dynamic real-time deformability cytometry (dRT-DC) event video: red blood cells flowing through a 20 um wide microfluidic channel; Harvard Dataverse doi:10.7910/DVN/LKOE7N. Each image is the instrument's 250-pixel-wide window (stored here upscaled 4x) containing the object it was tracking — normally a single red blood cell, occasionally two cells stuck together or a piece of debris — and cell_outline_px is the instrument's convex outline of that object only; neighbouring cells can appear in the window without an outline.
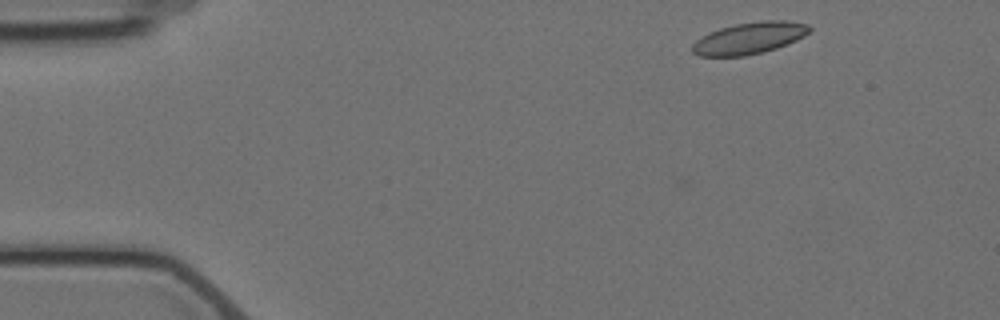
{"species": "Egyptian fruit bat (a non-hibernating species)", "species_latin": "Rousettus aegyptiacus", "temperature_condition": "cold", "stored_images_in_passage": 4, "camera_frame_rate_fps": 3000, "um_per_image_px": 0.085, "animal": {"sex": "female"}, "frame": {"image": 1, "passage_image": 1, "time_ms": 0.0, "image_size_px": [1000, 320], "cell_outline_px": [[812, 28], [804, 36], [788, 44], [776, 48], [744, 56], [700, 56], [692, 52], [692, 44], [696, 40], [720, 28], [736, 24], [768, 20], [784, 20], [808, 24]], "centroid_in_image_um": [63.71, 3.24], "position_along_channel_um": 21.3, "area_um2": 21.33}}
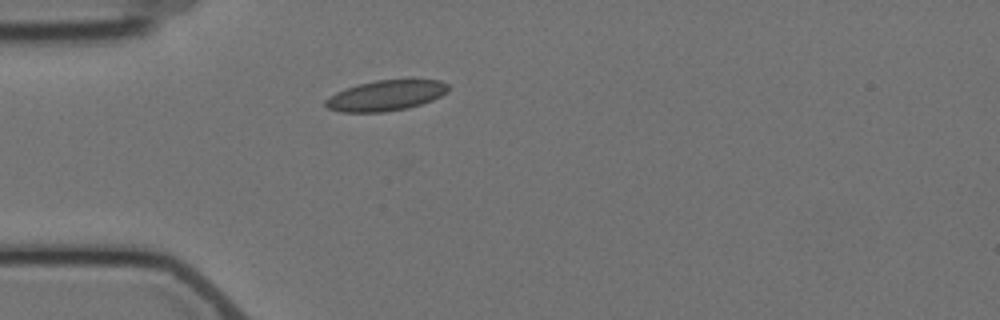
{"frame": {"image": 2, "passage_image": 3, "time_ms": 3.0, "image_size_px": [1000, 320], "cell_outline_px": [[448, 92], [432, 100], [408, 108], [384, 112], [340, 112], [328, 108], [324, 104], [324, 100], [336, 92], [360, 84], [376, 80], [440, 80], [448, 84]], "centroid_in_image_um": [32.79, 8.13], "position_along_channel_um": 52.2, "area_um2": 21.62}}